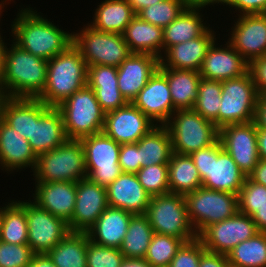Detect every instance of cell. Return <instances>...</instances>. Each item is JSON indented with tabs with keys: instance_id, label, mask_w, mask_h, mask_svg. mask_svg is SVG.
Instances as JSON below:
<instances>
[{
	"instance_id": "31",
	"label": "cell",
	"mask_w": 266,
	"mask_h": 267,
	"mask_svg": "<svg viewBox=\"0 0 266 267\" xmlns=\"http://www.w3.org/2000/svg\"><path fill=\"white\" fill-rule=\"evenodd\" d=\"M135 16L126 0H105L97 6L93 20L88 25L101 32L123 34Z\"/></svg>"
},
{
	"instance_id": "55",
	"label": "cell",
	"mask_w": 266,
	"mask_h": 267,
	"mask_svg": "<svg viewBox=\"0 0 266 267\" xmlns=\"http://www.w3.org/2000/svg\"><path fill=\"white\" fill-rule=\"evenodd\" d=\"M258 231L266 232V203L251 216Z\"/></svg>"
},
{
	"instance_id": "1",
	"label": "cell",
	"mask_w": 266,
	"mask_h": 267,
	"mask_svg": "<svg viewBox=\"0 0 266 267\" xmlns=\"http://www.w3.org/2000/svg\"><path fill=\"white\" fill-rule=\"evenodd\" d=\"M28 7L19 9L17 17L11 22L13 41L18 46L48 61L73 44L72 32L62 30L40 12Z\"/></svg>"
},
{
	"instance_id": "54",
	"label": "cell",
	"mask_w": 266,
	"mask_h": 267,
	"mask_svg": "<svg viewBox=\"0 0 266 267\" xmlns=\"http://www.w3.org/2000/svg\"><path fill=\"white\" fill-rule=\"evenodd\" d=\"M248 178L255 183L262 184L266 187V160L259 159L258 164L248 175Z\"/></svg>"
},
{
	"instance_id": "34",
	"label": "cell",
	"mask_w": 266,
	"mask_h": 267,
	"mask_svg": "<svg viewBox=\"0 0 266 267\" xmlns=\"http://www.w3.org/2000/svg\"><path fill=\"white\" fill-rule=\"evenodd\" d=\"M86 232H69L47 254L56 267H87Z\"/></svg>"
},
{
	"instance_id": "19",
	"label": "cell",
	"mask_w": 266,
	"mask_h": 267,
	"mask_svg": "<svg viewBox=\"0 0 266 267\" xmlns=\"http://www.w3.org/2000/svg\"><path fill=\"white\" fill-rule=\"evenodd\" d=\"M108 207L107 189L85 178L76 182V201L70 232H87Z\"/></svg>"
},
{
	"instance_id": "61",
	"label": "cell",
	"mask_w": 266,
	"mask_h": 267,
	"mask_svg": "<svg viewBox=\"0 0 266 267\" xmlns=\"http://www.w3.org/2000/svg\"><path fill=\"white\" fill-rule=\"evenodd\" d=\"M1 35L2 34L0 33V85L2 83V79L4 75L5 52H6V48L8 47L4 39L2 38L3 36Z\"/></svg>"
},
{
	"instance_id": "36",
	"label": "cell",
	"mask_w": 266,
	"mask_h": 267,
	"mask_svg": "<svg viewBox=\"0 0 266 267\" xmlns=\"http://www.w3.org/2000/svg\"><path fill=\"white\" fill-rule=\"evenodd\" d=\"M28 225L25 209L10 200L1 208L0 241L10 244H28Z\"/></svg>"
},
{
	"instance_id": "24",
	"label": "cell",
	"mask_w": 266,
	"mask_h": 267,
	"mask_svg": "<svg viewBox=\"0 0 266 267\" xmlns=\"http://www.w3.org/2000/svg\"><path fill=\"white\" fill-rule=\"evenodd\" d=\"M33 202L69 223L76 201V182H35Z\"/></svg>"
},
{
	"instance_id": "40",
	"label": "cell",
	"mask_w": 266,
	"mask_h": 267,
	"mask_svg": "<svg viewBox=\"0 0 266 267\" xmlns=\"http://www.w3.org/2000/svg\"><path fill=\"white\" fill-rule=\"evenodd\" d=\"M183 243L181 238L154 233L144 259L152 267H169Z\"/></svg>"
},
{
	"instance_id": "46",
	"label": "cell",
	"mask_w": 266,
	"mask_h": 267,
	"mask_svg": "<svg viewBox=\"0 0 266 267\" xmlns=\"http://www.w3.org/2000/svg\"><path fill=\"white\" fill-rule=\"evenodd\" d=\"M205 251L206 249L198 237L184 242L169 267H199L201 255Z\"/></svg>"
},
{
	"instance_id": "7",
	"label": "cell",
	"mask_w": 266,
	"mask_h": 267,
	"mask_svg": "<svg viewBox=\"0 0 266 267\" xmlns=\"http://www.w3.org/2000/svg\"><path fill=\"white\" fill-rule=\"evenodd\" d=\"M164 126L169 131L173 152L181 155L208 147L219 138L215 124L194 109L176 110Z\"/></svg>"
},
{
	"instance_id": "49",
	"label": "cell",
	"mask_w": 266,
	"mask_h": 267,
	"mask_svg": "<svg viewBox=\"0 0 266 267\" xmlns=\"http://www.w3.org/2000/svg\"><path fill=\"white\" fill-rule=\"evenodd\" d=\"M118 162L122 173H137L141 168L138 144H121Z\"/></svg>"
},
{
	"instance_id": "63",
	"label": "cell",
	"mask_w": 266,
	"mask_h": 267,
	"mask_svg": "<svg viewBox=\"0 0 266 267\" xmlns=\"http://www.w3.org/2000/svg\"><path fill=\"white\" fill-rule=\"evenodd\" d=\"M7 1V2H6ZM10 1H13V0H10ZM2 2V3H1ZM1 2H0V17H1V15H2V13H3V8L5 7L4 5H6V3L7 4H9V0H1ZM5 3V4H4ZM0 21H1V19H0Z\"/></svg>"
},
{
	"instance_id": "59",
	"label": "cell",
	"mask_w": 266,
	"mask_h": 267,
	"mask_svg": "<svg viewBox=\"0 0 266 267\" xmlns=\"http://www.w3.org/2000/svg\"><path fill=\"white\" fill-rule=\"evenodd\" d=\"M231 2V0H189V5L190 6H195V7H200L202 8H206V6H210V5H214L217 3L220 6L221 5H229V3Z\"/></svg>"
},
{
	"instance_id": "35",
	"label": "cell",
	"mask_w": 266,
	"mask_h": 267,
	"mask_svg": "<svg viewBox=\"0 0 266 267\" xmlns=\"http://www.w3.org/2000/svg\"><path fill=\"white\" fill-rule=\"evenodd\" d=\"M153 234L154 231L145 214L132 215L119 250L125 258L144 259Z\"/></svg>"
},
{
	"instance_id": "37",
	"label": "cell",
	"mask_w": 266,
	"mask_h": 267,
	"mask_svg": "<svg viewBox=\"0 0 266 267\" xmlns=\"http://www.w3.org/2000/svg\"><path fill=\"white\" fill-rule=\"evenodd\" d=\"M227 257L231 267H266V232L239 243Z\"/></svg>"
},
{
	"instance_id": "5",
	"label": "cell",
	"mask_w": 266,
	"mask_h": 267,
	"mask_svg": "<svg viewBox=\"0 0 266 267\" xmlns=\"http://www.w3.org/2000/svg\"><path fill=\"white\" fill-rule=\"evenodd\" d=\"M32 175L35 182H78L87 178L81 141L67 139L55 149L37 156Z\"/></svg>"
},
{
	"instance_id": "52",
	"label": "cell",
	"mask_w": 266,
	"mask_h": 267,
	"mask_svg": "<svg viewBox=\"0 0 266 267\" xmlns=\"http://www.w3.org/2000/svg\"><path fill=\"white\" fill-rule=\"evenodd\" d=\"M199 267H231L227 255L205 251L200 258Z\"/></svg>"
},
{
	"instance_id": "33",
	"label": "cell",
	"mask_w": 266,
	"mask_h": 267,
	"mask_svg": "<svg viewBox=\"0 0 266 267\" xmlns=\"http://www.w3.org/2000/svg\"><path fill=\"white\" fill-rule=\"evenodd\" d=\"M139 162L142 167L168 164L173 153L171 137L165 126L154 127L137 142Z\"/></svg>"
},
{
	"instance_id": "8",
	"label": "cell",
	"mask_w": 266,
	"mask_h": 267,
	"mask_svg": "<svg viewBox=\"0 0 266 267\" xmlns=\"http://www.w3.org/2000/svg\"><path fill=\"white\" fill-rule=\"evenodd\" d=\"M145 215L156 234L175 236L184 242L198 237L189 221L183 195L167 193L152 196Z\"/></svg>"
},
{
	"instance_id": "56",
	"label": "cell",
	"mask_w": 266,
	"mask_h": 267,
	"mask_svg": "<svg viewBox=\"0 0 266 267\" xmlns=\"http://www.w3.org/2000/svg\"><path fill=\"white\" fill-rule=\"evenodd\" d=\"M27 267H56L47 253L34 254Z\"/></svg>"
},
{
	"instance_id": "9",
	"label": "cell",
	"mask_w": 266,
	"mask_h": 267,
	"mask_svg": "<svg viewBox=\"0 0 266 267\" xmlns=\"http://www.w3.org/2000/svg\"><path fill=\"white\" fill-rule=\"evenodd\" d=\"M218 129L255 120L258 92L250 70L242 76L221 81Z\"/></svg>"
},
{
	"instance_id": "26",
	"label": "cell",
	"mask_w": 266,
	"mask_h": 267,
	"mask_svg": "<svg viewBox=\"0 0 266 267\" xmlns=\"http://www.w3.org/2000/svg\"><path fill=\"white\" fill-rule=\"evenodd\" d=\"M37 156L31 149L27 139L18 131L0 120V169L9 174L20 169L30 168L32 172L36 166Z\"/></svg>"
},
{
	"instance_id": "16",
	"label": "cell",
	"mask_w": 266,
	"mask_h": 267,
	"mask_svg": "<svg viewBox=\"0 0 266 267\" xmlns=\"http://www.w3.org/2000/svg\"><path fill=\"white\" fill-rule=\"evenodd\" d=\"M227 41L249 64L266 56V14L239 15Z\"/></svg>"
},
{
	"instance_id": "44",
	"label": "cell",
	"mask_w": 266,
	"mask_h": 267,
	"mask_svg": "<svg viewBox=\"0 0 266 267\" xmlns=\"http://www.w3.org/2000/svg\"><path fill=\"white\" fill-rule=\"evenodd\" d=\"M86 257L87 267H120L125 259L119 249L96 244L90 239Z\"/></svg>"
},
{
	"instance_id": "15",
	"label": "cell",
	"mask_w": 266,
	"mask_h": 267,
	"mask_svg": "<svg viewBox=\"0 0 266 267\" xmlns=\"http://www.w3.org/2000/svg\"><path fill=\"white\" fill-rule=\"evenodd\" d=\"M219 140L223 149L248 177L259 161L256 122L223 126L219 129Z\"/></svg>"
},
{
	"instance_id": "6",
	"label": "cell",
	"mask_w": 266,
	"mask_h": 267,
	"mask_svg": "<svg viewBox=\"0 0 266 267\" xmlns=\"http://www.w3.org/2000/svg\"><path fill=\"white\" fill-rule=\"evenodd\" d=\"M56 108L61 112L68 139L80 140L103 130L105 112L88 86L76 91Z\"/></svg>"
},
{
	"instance_id": "28",
	"label": "cell",
	"mask_w": 266,
	"mask_h": 267,
	"mask_svg": "<svg viewBox=\"0 0 266 267\" xmlns=\"http://www.w3.org/2000/svg\"><path fill=\"white\" fill-rule=\"evenodd\" d=\"M131 53L150 54L159 59L163 53V28L136 15L123 33Z\"/></svg>"
},
{
	"instance_id": "38",
	"label": "cell",
	"mask_w": 266,
	"mask_h": 267,
	"mask_svg": "<svg viewBox=\"0 0 266 267\" xmlns=\"http://www.w3.org/2000/svg\"><path fill=\"white\" fill-rule=\"evenodd\" d=\"M2 120L25 139L32 138L33 99L9 97L3 106Z\"/></svg>"
},
{
	"instance_id": "62",
	"label": "cell",
	"mask_w": 266,
	"mask_h": 267,
	"mask_svg": "<svg viewBox=\"0 0 266 267\" xmlns=\"http://www.w3.org/2000/svg\"><path fill=\"white\" fill-rule=\"evenodd\" d=\"M8 98L5 89L0 85V120L2 119L3 106Z\"/></svg>"
},
{
	"instance_id": "60",
	"label": "cell",
	"mask_w": 266,
	"mask_h": 267,
	"mask_svg": "<svg viewBox=\"0 0 266 267\" xmlns=\"http://www.w3.org/2000/svg\"><path fill=\"white\" fill-rule=\"evenodd\" d=\"M120 267H152L145 259L125 258Z\"/></svg>"
},
{
	"instance_id": "4",
	"label": "cell",
	"mask_w": 266,
	"mask_h": 267,
	"mask_svg": "<svg viewBox=\"0 0 266 267\" xmlns=\"http://www.w3.org/2000/svg\"><path fill=\"white\" fill-rule=\"evenodd\" d=\"M190 157L199 171L202 187L238 195L247 176L223 149L219 138Z\"/></svg>"
},
{
	"instance_id": "17",
	"label": "cell",
	"mask_w": 266,
	"mask_h": 267,
	"mask_svg": "<svg viewBox=\"0 0 266 267\" xmlns=\"http://www.w3.org/2000/svg\"><path fill=\"white\" fill-rule=\"evenodd\" d=\"M67 139L61 112L33 99V130L28 141L35 155L55 149Z\"/></svg>"
},
{
	"instance_id": "23",
	"label": "cell",
	"mask_w": 266,
	"mask_h": 267,
	"mask_svg": "<svg viewBox=\"0 0 266 267\" xmlns=\"http://www.w3.org/2000/svg\"><path fill=\"white\" fill-rule=\"evenodd\" d=\"M214 32L209 27L200 37L169 47L159 59V68L199 72L209 48L217 40Z\"/></svg>"
},
{
	"instance_id": "21",
	"label": "cell",
	"mask_w": 266,
	"mask_h": 267,
	"mask_svg": "<svg viewBox=\"0 0 266 267\" xmlns=\"http://www.w3.org/2000/svg\"><path fill=\"white\" fill-rule=\"evenodd\" d=\"M218 46L214 42L202 62L199 74L203 79L224 81L249 71L250 64L228 42Z\"/></svg>"
},
{
	"instance_id": "25",
	"label": "cell",
	"mask_w": 266,
	"mask_h": 267,
	"mask_svg": "<svg viewBox=\"0 0 266 267\" xmlns=\"http://www.w3.org/2000/svg\"><path fill=\"white\" fill-rule=\"evenodd\" d=\"M107 189L108 206L135 214H145L149 195L139 183L136 173H121Z\"/></svg>"
},
{
	"instance_id": "47",
	"label": "cell",
	"mask_w": 266,
	"mask_h": 267,
	"mask_svg": "<svg viewBox=\"0 0 266 267\" xmlns=\"http://www.w3.org/2000/svg\"><path fill=\"white\" fill-rule=\"evenodd\" d=\"M88 87L94 91L95 97L105 113L117 110L129 103L121 94L118 85Z\"/></svg>"
},
{
	"instance_id": "30",
	"label": "cell",
	"mask_w": 266,
	"mask_h": 267,
	"mask_svg": "<svg viewBox=\"0 0 266 267\" xmlns=\"http://www.w3.org/2000/svg\"><path fill=\"white\" fill-rule=\"evenodd\" d=\"M158 69L167 78L173 107L176 110L193 109L202 78L199 72L175 68Z\"/></svg>"
},
{
	"instance_id": "18",
	"label": "cell",
	"mask_w": 266,
	"mask_h": 267,
	"mask_svg": "<svg viewBox=\"0 0 266 267\" xmlns=\"http://www.w3.org/2000/svg\"><path fill=\"white\" fill-rule=\"evenodd\" d=\"M155 125L132 103L105 113L102 132L118 144L137 143Z\"/></svg>"
},
{
	"instance_id": "39",
	"label": "cell",
	"mask_w": 266,
	"mask_h": 267,
	"mask_svg": "<svg viewBox=\"0 0 266 267\" xmlns=\"http://www.w3.org/2000/svg\"><path fill=\"white\" fill-rule=\"evenodd\" d=\"M221 81L201 78L198 86L197 100L193 109L203 118L212 121L218 128V114L221 105Z\"/></svg>"
},
{
	"instance_id": "51",
	"label": "cell",
	"mask_w": 266,
	"mask_h": 267,
	"mask_svg": "<svg viewBox=\"0 0 266 267\" xmlns=\"http://www.w3.org/2000/svg\"><path fill=\"white\" fill-rule=\"evenodd\" d=\"M250 72L259 95L266 94V56L254 60L250 64Z\"/></svg>"
},
{
	"instance_id": "58",
	"label": "cell",
	"mask_w": 266,
	"mask_h": 267,
	"mask_svg": "<svg viewBox=\"0 0 266 267\" xmlns=\"http://www.w3.org/2000/svg\"><path fill=\"white\" fill-rule=\"evenodd\" d=\"M137 15L142 9L161 2L162 0H126Z\"/></svg>"
},
{
	"instance_id": "2",
	"label": "cell",
	"mask_w": 266,
	"mask_h": 267,
	"mask_svg": "<svg viewBox=\"0 0 266 267\" xmlns=\"http://www.w3.org/2000/svg\"><path fill=\"white\" fill-rule=\"evenodd\" d=\"M6 48L1 86L8 97L37 99L46 85L48 61L36 57L14 41Z\"/></svg>"
},
{
	"instance_id": "10",
	"label": "cell",
	"mask_w": 266,
	"mask_h": 267,
	"mask_svg": "<svg viewBox=\"0 0 266 267\" xmlns=\"http://www.w3.org/2000/svg\"><path fill=\"white\" fill-rule=\"evenodd\" d=\"M73 45L80 51L87 67H118L131 54L123 34L101 32L88 24L79 32H73Z\"/></svg>"
},
{
	"instance_id": "41",
	"label": "cell",
	"mask_w": 266,
	"mask_h": 267,
	"mask_svg": "<svg viewBox=\"0 0 266 267\" xmlns=\"http://www.w3.org/2000/svg\"><path fill=\"white\" fill-rule=\"evenodd\" d=\"M189 5V0H162L142 9L137 15L144 21L159 27L173 22Z\"/></svg>"
},
{
	"instance_id": "3",
	"label": "cell",
	"mask_w": 266,
	"mask_h": 267,
	"mask_svg": "<svg viewBox=\"0 0 266 267\" xmlns=\"http://www.w3.org/2000/svg\"><path fill=\"white\" fill-rule=\"evenodd\" d=\"M87 68L80 51L72 44L66 51L48 60L46 85L37 99L47 106L57 107L87 86Z\"/></svg>"
},
{
	"instance_id": "50",
	"label": "cell",
	"mask_w": 266,
	"mask_h": 267,
	"mask_svg": "<svg viewBox=\"0 0 266 267\" xmlns=\"http://www.w3.org/2000/svg\"><path fill=\"white\" fill-rule=\"evenodd\" d=\"M228 7H234L237 15L266 14V0H231Z\"/></svg>"
},
{
	"instance_id": "43",
	"label": "cell",
	"mask_w": 266,
	"mask_h": 267,
	"mask_svg": "<svg viewBox=\"0 0 266 267\" xmlns=\"http://www.w3.org/2000/svg\"><path fill=\"white\" fill-rule=\"evenodd\" d=\"M266 203V187L246 177L238 193V211L252 216L257 208Z\"/></svg>"
},
{
	"instance_id": "42",
	"label": "cell",
	"mask_w": 266,
	"mask_h": 267,
	"mask_svg": "<svg viewBox=\"0 0 266 267\" xmlns=\"http://www.w3.org/2000/svg\"><path fill=\"white\" fill-rule=\"evenodd\" d=\"M136 175L139 183L151 197L170 193L168 164L142 167Z\"/></svg>"
},
{
	"instance_id": "29",
	"label": "cell",
	"mask_w": 266,
	"mask_h": 267,
	"mask_svg": "<svg viewBox=\"0 0 266 267\" xmlns=\"http://www.w3.org/2000/svg\"><path fill=\"white\" fill-rule=\"evenodd\" d=\"M202 8L188 5L168 26L163 28V53L171 46L200 37L210 25L204 22Z\"/></svg>"
},
{
	"instance_id": "20",
	"label": "cell",
	"mask_w": 266,
	"mask_h": 267,
	"mask_svg": "<svg viewBox=\"0 0 266 267\" xmlns=\"http://www.w3.org/2000/svg\"><path fill=\"white\" fill-rule=\"evenodd\" d=\"M131 103L157 126H164L176 111L167 78L159 69Z\"/></svg>"
},
{
	"instance_id": "13",
	"label": "cell",
	"mask_w": 266,
	"mask_h": 267,
	"mask_svg": "<svg viewBox=\"0 0 266 267\" xmlns=\"http://www.w3.org/2000/svg\"><path fill=\"white\" fill-rule=\"evenodd\" d=\"M25 209L28 245L34 254L48 253L69 232L68 223L29 200H17Z\"/></svg>"
},
{
	"instance_id": "64",
	"label": "cell",
	"mask_w": 266,
	"mask_h": 267,
	"mask_svg": "<svg viewBox=\"0 0 266 267\" xmlns=\"http://www.w3.org/2000/svg\"><path fill=\"white\" fill-rule=\"evenodd\" d=\"M0 229H1V208H0Z\"/></svg>"
},
{
	"instance_id": "14",
	"label": "cell",
	"mask_w": 266,
	"mask_h": 267,
	"mask_svg": "<svg viewBox=\"0 0 266 267\" xmlns=\"http://www.w3.org/2000/svg\"><path fill=\"white\" fill-rule=\"evenodd\" d=\"M258 232L252 217L238 211L229 219L206 227L198 238L206 251L227 255L239 243Z\"/></svg>"
},
{
	"instance_id": "57",
	"label": "cell",
	"mask_w": 266,
	"mask_h": 267,
	"mask_svg": "<svg viewBox=\"0 0 266 267\" xmlns=\"http://www.w3.org/2000/svg\"><path fill=\"white\" fill-rule=\"evenodd\" d=\"M257 143L259 159L266 160V129L257 128Z\"/></svg>"
},
{
	"instance_id": "22",
	"label": "cell",
	"mask_w": 266,
	"mask_h": 267,
	"mask_svg": "<svg viewBox=\"0 0 266 267\" xmlns=\"http://www.w3.org/2000/svg\"><path fill=\"white\" fill-rule=\"evenodd\" d=\"M159 58L150 54L131 53L118 67V87L131 103L159 68Z\"/></svg>"
},
{
	"instance_id": "53",
	"label": "cell",
	"mask_w": 266,
	"mask_h": 267,
	"mask_svg": "<svg viewBox=\"0 0 266 267\" xmlns=\"http://www.w3.org/2000/svg\"><path fill=\"white\" fill-rule=\"evenodd\" d=\"M257 128L266 129V94L258 95L255 120Z\"/></svg>"
},
{
	"instance_id": "27",
	"label": "cell",
	"mask_w": 266,
	"mask_h": 267,
	"mask_svg": "<svg viewBox=\"0 0 266 267\" xmlns=\"http://www.w3.org/2000/svg\"><path fill=\"white\" fill-rule=\"evenodd\" d=\"M132 215L123 209L108 206L86 233L96 244L119 249Z\"/></svg>"
},
{
	"instance_id": "48",
	"label": "cell",
	"mask_w": 266,
	"mask_h": 267,
	"mask_svg": "<svg viewBox=\"0 0 266 267\" xmlns=\"http://www.w3.org/2000/svg\"><path fill=\"white\" fill-rule=\"evenodd\" d=\"M118 69L114 66L93 65L87 68V86L118 85Z\"/></svg>"
},
{
	"instance_id": "45",
	"label": "cell",
	"mask_w": 266,
	"mask_h": 267,
	"mask_svg": "<svg viewBox=\"0 0 266 267\" xmlns=\"http://www.w3.org/2000/svg\"><path fill=\"white\" fill-rule=\"evenodd\" d=\"M34 253L28 244L0 241V267H27Z\"/></svg>"
},
{
	"instance_id": "11",
	"label": "cell",
	"mask_w": 266,
	"mask_h": 267,
	"mask_svg": "<svg viewBox=\"0 0 266 267\" xmlns=\"http://www.w3.org/2000/svg\"><path fill=\"white\" fill-rule=\"evenodd\" d=\"M185 197L189 221L197 235L238 212V195L199 187Z\"/></svg>"
},
{
	"instance_id": "12",
	"label": "cell",
	"mask_w": 266,
	"mask_h": 267,
	"mask_svg": "<svg viewBox=\"0 0 266 267\" xmlns=\"http://www.w3.org/2000/svg\"><path fill=\"white\" fill-rule=\"evenodd\" d=\"M85 152L87 178L108 187L121 173L119 153L121 144L103 132L80 139Z\"/></svg>"
},
{
	"instance_id": "32",
	"label": "cell",
	"mask_w": 266,
	"mask_h": 267,
	"mask_svg": "<svg viewBox=\"0 0 266 267\" xmlns=\"http://www.w3.org/2000/svg\"><path fill=\"white\" fill-rule=\"evenodd\" d=\"M170 193L186 196L199 187L202 180L190 155L172 153L168 163Z\"/></svg>"
}]
</instances>
